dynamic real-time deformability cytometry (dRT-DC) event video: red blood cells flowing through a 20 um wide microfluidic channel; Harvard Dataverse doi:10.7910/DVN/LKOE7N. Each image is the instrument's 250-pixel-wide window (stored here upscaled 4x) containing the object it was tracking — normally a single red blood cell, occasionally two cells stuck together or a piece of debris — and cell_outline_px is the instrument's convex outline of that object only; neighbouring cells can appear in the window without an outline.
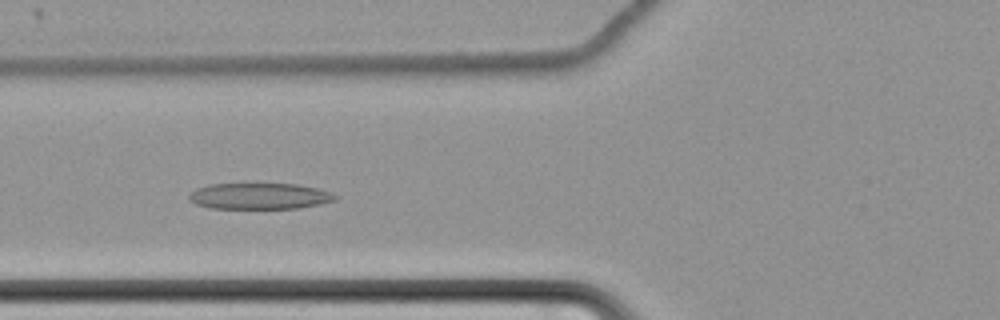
{"species": "common noctule bat (a hibernating species)", "species_latin": "Nyctalus noctula", "temperature_condition": "cold", "stored_images_in_passage": 53, "camera_frame_rate_fps": 3000, "um_per_image_px": 0.085, "animal": {"sex": "female", "body_mass_g": 22.7, "forearm_length_mm": 54.2}, "frame": {"image": 1, "passage_image": 25, "time_ms": 8.0, "image_size_px": [1000, 320], "cell_outline_px": [[336, 200], [320, 204], [296, 208], [212, 208], [196, 204], [188, 200], [188, 196], [196, 188], [208, 184], [296, 184], [316, 188], [332, 192], [336, 196]], "centroid_in_image_um": [22.04, 16.66], "position_along_channel_um": 103.8, "area_um2": 22.14}}
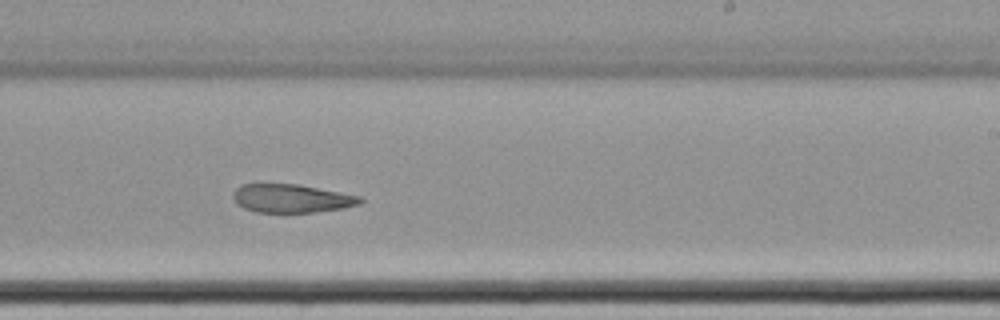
{"frame": {"image": 2, "passage_image": 39, "time_ms": 12.667, "image_size_px": [1000, 320], "cell_outline_px": [[364, 200], [360, 204], [344, 208], [316, 212], [256, 212], [244, 208], [236, 204], [232, 196], [236, 188], [240, 184], [296, 184], [360, 196]], "centroid_in_image_um": [24.76, 16.87], "position_along_channel_um": 264.2, "area_um2": 20.98}}
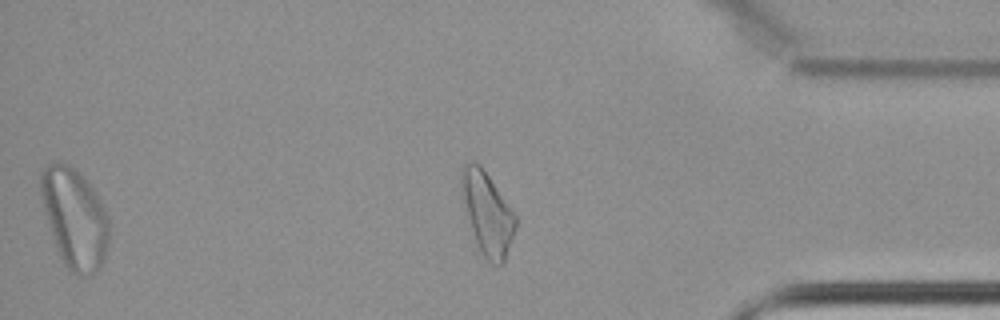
{"frame": {"image": 3, "passage_image": 52, "time_ms": 17.0, "image_size_px": [1000, 320], "cell_outline_px": [[108, 244], [104, 256], [100, 264], [88, 276], [80, 276], [72, 272], [64, 264], [56, 248], [44, 212], [40, 192], [40, 172], [48, 164], [68, 164], [80, 172], [92, 188], [100, 200], [108, 216]], "centroid_in_image_um": [6.32, 18.53], "position_along_channel_um": 428.9, "area_um2": 39.19}}